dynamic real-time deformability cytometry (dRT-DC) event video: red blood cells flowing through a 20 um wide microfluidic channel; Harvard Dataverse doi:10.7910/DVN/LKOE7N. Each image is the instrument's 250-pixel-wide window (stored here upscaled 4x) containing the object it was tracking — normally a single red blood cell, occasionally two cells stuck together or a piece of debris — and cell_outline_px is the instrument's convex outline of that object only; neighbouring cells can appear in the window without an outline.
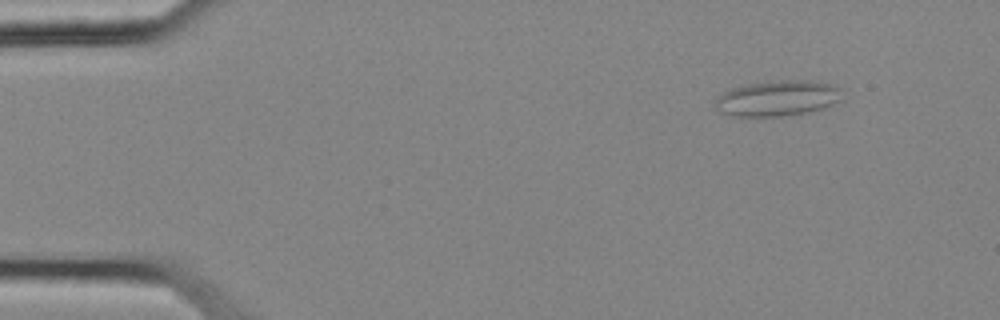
{"species": "common noctule bat (a hibernating species)", "species_latin": "Nyctalus noctula", "temperature_condition": "cold", "stored_images_in_passage": 51, "camera_frame_rate_fps": 3000, "um_per_image_px": 0.085, "animal": {"sex": "female", "body_mass_g": 25.1}, "frame": {"image": 1, "passage_image": 2, "time_ms": 0.333, "image_size_px": [1000, 320], "cell_outline_px": [[844, 100], [808, 112], [788, 116], [736, 116], [720, 112], [716, 108], [716, 100], [724, 92], [732, 88], [748, 84], [784, 80], [812, 80], [832, 84], [840, 88]], "centroid_in_image_um": [66.15, 8.35], "position_along_channel_um": 18.8, "area_um2": 26.24}}
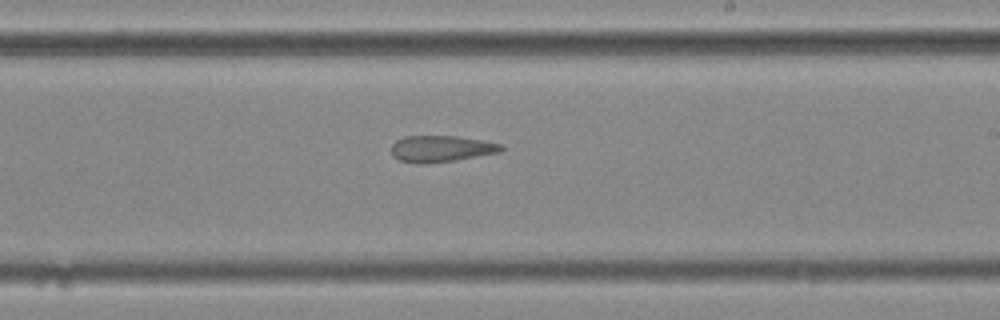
{"frame": {"image": 2, "passage_image": 29, "time_ms": 9.333, "image_size_px": [1000, 320], "cell_outline_px": [[504, 148], [500, 152], [456, 160], [420, 164], [400, 160], [392, 156], [392, 144], [396, 140], [404, 136], [456, 136], [480, 140], [500, 144]], "centroid_in_image_um": [37.46, 12.64], "position_along_channel_um": 251.5, "area_um2": 16.76}}
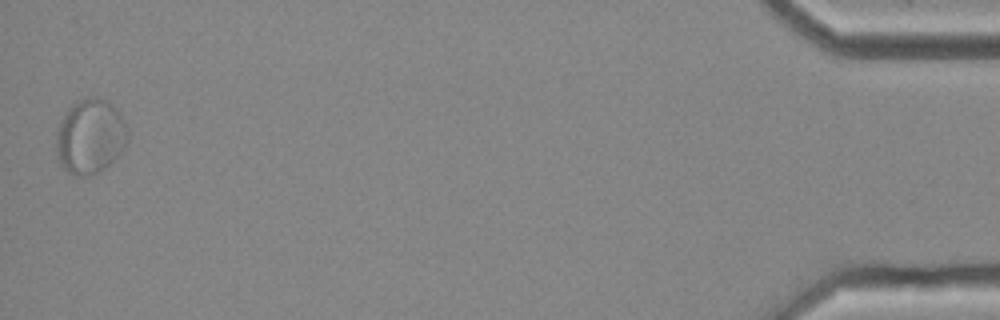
{"frame": {"image": 3, "passage_image": 51, "time_ms": 16.667, "image_size_px": [1000, 320], "cell_outline_px": [[128, 140], [124, 148], [104, 168], [88, 176], [80, 176], [68, 172], [60, 164], [56, 148], [56, 132], [68, 108], [76, 100], [92, 96], [96, 96], [108, 100], [120, 112], [124, 120], [128, 132]], "centroid_in_image_um": [7.68, 11.56], "position_along_channel_um": 427.5, "area_um2": 31.15}, "authors_computed_cell_mechanics": {"area_um2": 19.5942, "velocity_mm_per_s": 3.6244, "shape_relaxation_time_tau1_ms": null, "shape_relaxation_time_tau2_ms": 4.2085, "deformation_change_tau1": null, "deformation_change_tau2": 0.1051}}